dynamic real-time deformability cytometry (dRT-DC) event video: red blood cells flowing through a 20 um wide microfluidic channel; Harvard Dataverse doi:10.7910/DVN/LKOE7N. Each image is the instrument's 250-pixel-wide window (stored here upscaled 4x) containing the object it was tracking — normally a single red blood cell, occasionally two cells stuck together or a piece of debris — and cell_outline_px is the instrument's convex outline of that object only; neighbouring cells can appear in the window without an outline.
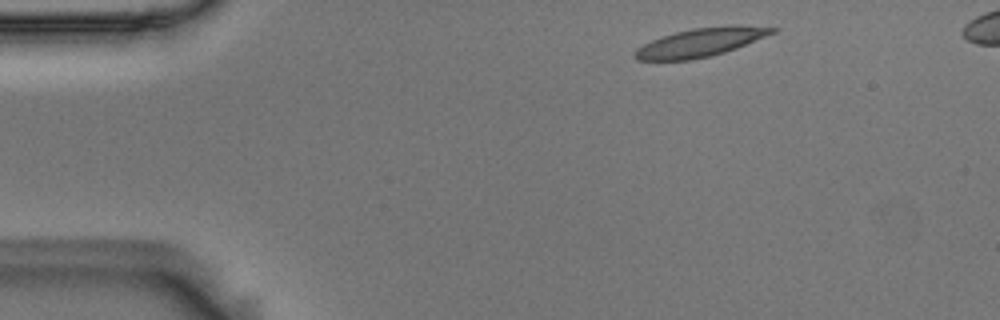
{"species": "Egyptian fruit bat (a non-hibernating species)", "species_latin": "Rousettus aegyptiacus", "temperature_condition": "room temperature", "stored_images_in_passage": 4, "camera_frame_rate_fps": 3000, "um_per_image_px": 0.085, "animal": {"sex": "male"}, "frame": {"image": 1, "passage_image": 1, "time_ms": 0.0, "image_size_px": [1000, 320], "cell_outline_px": [[780, 28], [776, 32], [736, 48], [712, 56], [692, 60], [636, 60], [632, 56], [636, 48], [652, 40], [676, 32], [692, 28], [728, 24], [740, 24]], "centroid_in_image_um": [59.59, 3.58], "position_along_channel_um": 25.4, "area_um2": 23.12}}